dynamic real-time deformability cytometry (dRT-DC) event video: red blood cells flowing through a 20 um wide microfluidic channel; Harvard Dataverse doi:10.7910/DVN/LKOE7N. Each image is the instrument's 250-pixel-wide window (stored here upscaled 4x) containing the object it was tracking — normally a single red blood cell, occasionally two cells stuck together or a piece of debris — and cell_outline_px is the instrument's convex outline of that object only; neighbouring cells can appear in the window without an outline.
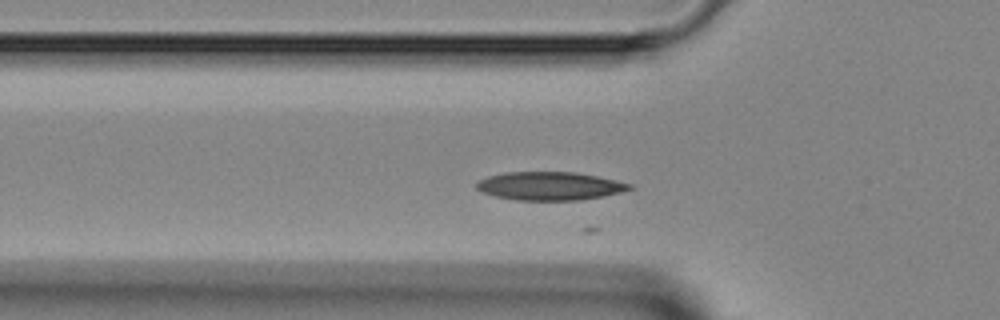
{"species": "Egyptian fruit bat (a non-hibernating species)", "species_latin": "Rousettus aegyptiacus", "temperature_condition": "room temperature", "stored_images_in_passage": 10, "camera_frame_rate_fps": 3000, "um_per_image_px": 0.085, "animal": {"sex": "female"}, "frame": {"image": 1, "passage_image": 3, "time_ms": 0.667, "image_size_px": [1000, 320], "cell_outline_px": [[636, 188], [604, 196], [580, 200], [516, 200], [496, 196], [480, 192], [476, 188], [476, 184], [480, 180], [488, 176], [504, 172], [576, 172], [616, 180], [632, 184]], "centroid_in_image_um": [46.74, 15.81], "position_along_channel_um": 79.1, "area_um2": 25.32}}
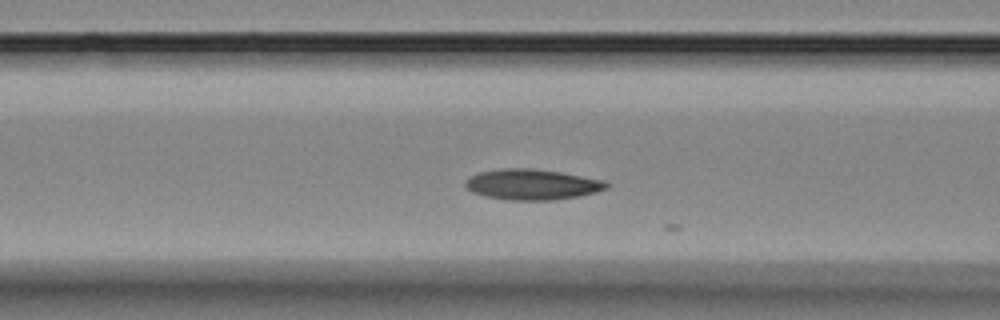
{"frame": {"image": 2, "passage_image": 6, "time_ms": 1.667, "image_size_px": [1000, 320], "cell_outline_px": [[612, 184], [608, 188], [596, 192], [580, 196], [552, 200], [508, 200], [484, 196], [472, 192], [464, 188], [464, 180], [468, 176], [480, 172], [500, 168], [532, 168], [560, 172], [608, 180]], "centroid_in_image_um": [45.24, 15.67], "position_along_channel_um": 121.4, "area_um2": 25.72}}
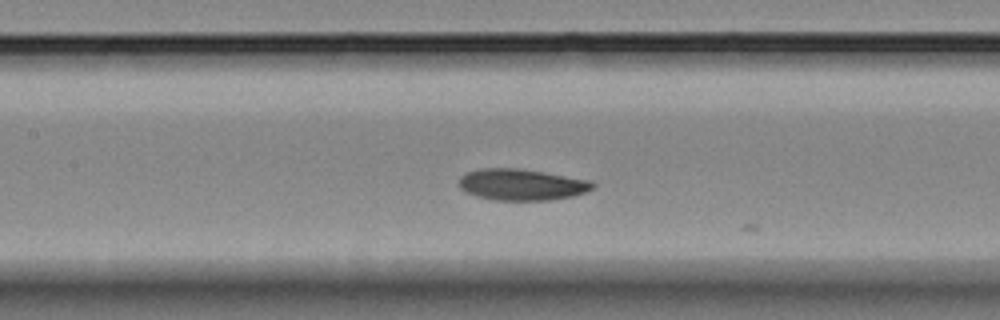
{"frame": {"image": 3, "passage_image": 9, "time_ms": 2.667, "image_size_px": [1000, 320], "cell_outline_px": [[596, 184], [592, 188], [584, 192], [572, 196], [548, 200], [496, 200], [476, 196], [464, 192], [456, 184], [460, 176], [464, 172], [480, 168], [520, 168], [592, 180]], "centroid_in_image_um": [44.27, 15.68], "position_along_channel_um": 163.1, "area_um2": 24.74}}